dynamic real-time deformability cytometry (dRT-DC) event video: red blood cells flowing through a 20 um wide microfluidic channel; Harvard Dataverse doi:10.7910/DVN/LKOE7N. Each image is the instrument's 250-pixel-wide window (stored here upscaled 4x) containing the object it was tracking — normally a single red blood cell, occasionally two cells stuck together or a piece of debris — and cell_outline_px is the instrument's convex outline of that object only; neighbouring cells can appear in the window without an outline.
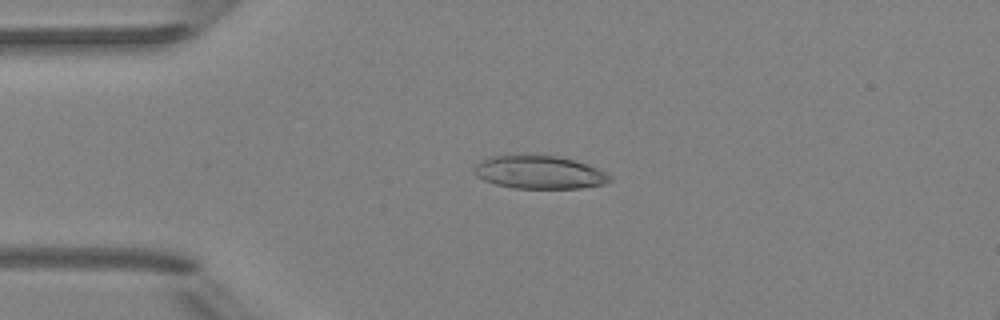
{"species": "Egyptian fruit bat (a non-hibernating species)", "species_latin": "Rousettus aegyptiacus", "temperature_condition": "room temperature", "stored_images_in_passage": 49, "camera_frame_rate_fps": 3000, "um_per_image_px": 0.085, "animal": {"sex": "female"}, "frame": {"image": 1, "passage_image": 12, "time_ms": 3.667, "image_size_px": [1000, 320], "cell_outline_px": [[612, 180], [604, 184], [580, 188], [516, 188], [496, 184], [484, 180], [476, 176], [472, 172], [472, 168], [480, 160], [492, 156], [556, 156], [588, 164], [612, 176]], "centroid_in_image_um": [45.82, 14.65], "position_along_channel_um": 39.2, "area_um2": 25.89}}
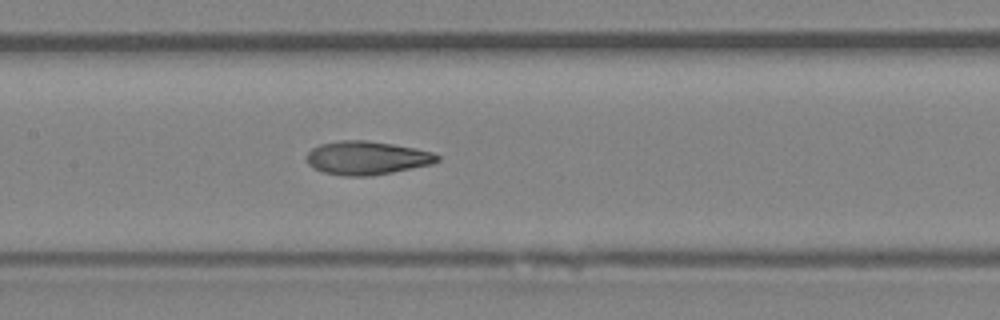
{"frame": {"image": 2, "passage_image": 24, "time_ms": 7.667, "image_size_px": [1000, 320], "cell_outline_px": [[440, 160], [432, 164], [392, 172], [368, 176], [344, 176], [324, 172], [312, 168], [308, 164], [304, 156], [312, 148], [320, 144], [344, 140], [364, 140], [392, 144], [416, 148], [432, 152], [440, 156]], "centroid_in_image_um": [31.16, 13.42], "position_along_channel_um": 176.2, "area_um2": 25.55}}
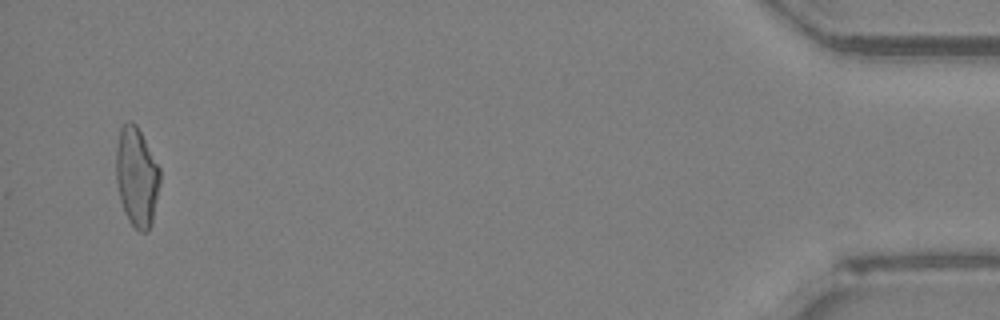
{"frame": {"image": 3, "passage_image": 48, "time_ms": 15.667, "image_size_px": [1000, 320], "cell_outline_px": [[160, 184], [152, 220], [148, 232], [140, 232], [128, 220], [124, 212], [120, 200], [116, 180], [116, 148], [120, 128], [128, 120], [136, 124], [160, 168]], "centroid_in_image_um": [11.61, 15.03], "position_along_channel_um": 423.6, "area_um2": 25.37}, "authors_computed_cell_mechanics": {"area_um2": 25.4898, "velocity_mm_per_s": 4.1797, "shape_relaxation_time_tau1_ms": null, "shape_relaxation_time_tau2_ms": 2.2146, "deformation_change_tau1": null, "deformation_change_tau2": 0.0791}}